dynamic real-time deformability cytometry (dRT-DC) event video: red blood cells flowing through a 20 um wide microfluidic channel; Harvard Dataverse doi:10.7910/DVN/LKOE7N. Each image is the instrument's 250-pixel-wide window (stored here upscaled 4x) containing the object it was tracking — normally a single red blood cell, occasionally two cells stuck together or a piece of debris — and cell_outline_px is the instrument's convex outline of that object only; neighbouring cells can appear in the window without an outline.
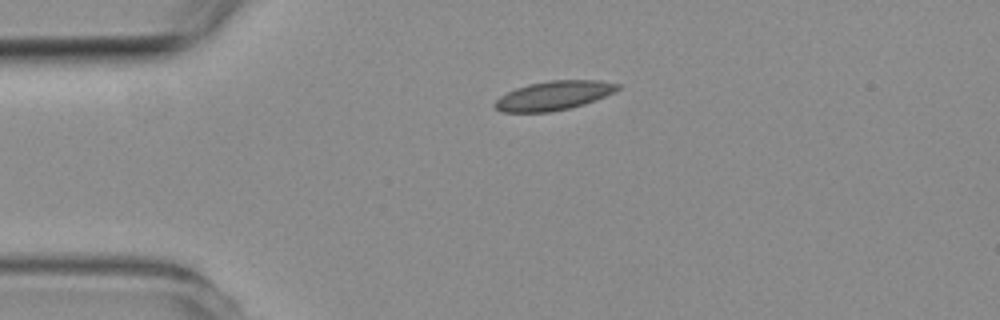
{"species": "common noctule bat (a hibernating species)", "species_latin": "Nyctalus noctula", "temperature_condition": "room temperature", "stored_images_in_passage": 3, "camera_frame_rate_fps": 3000, "um_per_image_px": 0.085, "animal": {"sex": "female", "body_mass_g": 19.3, "forearm_length_mm": 54.1}, "frame": {"image": 1, "passage_image": 1, "time_ms": 0.0, "image_size_px": [1000, 320], "cell_outline_px": [[620, 88], [604, 96], [584, 104], [552, 112], [504, 112], [496, 108], [492, 104], [500, 96], [516, 88], [528, 84], [548, 80], [596, 80], [620, 84]], "centroid_in_image_um": [47.03, 8.12], "position_along_channel_um": 38.0, "area_um2": 20.63}}